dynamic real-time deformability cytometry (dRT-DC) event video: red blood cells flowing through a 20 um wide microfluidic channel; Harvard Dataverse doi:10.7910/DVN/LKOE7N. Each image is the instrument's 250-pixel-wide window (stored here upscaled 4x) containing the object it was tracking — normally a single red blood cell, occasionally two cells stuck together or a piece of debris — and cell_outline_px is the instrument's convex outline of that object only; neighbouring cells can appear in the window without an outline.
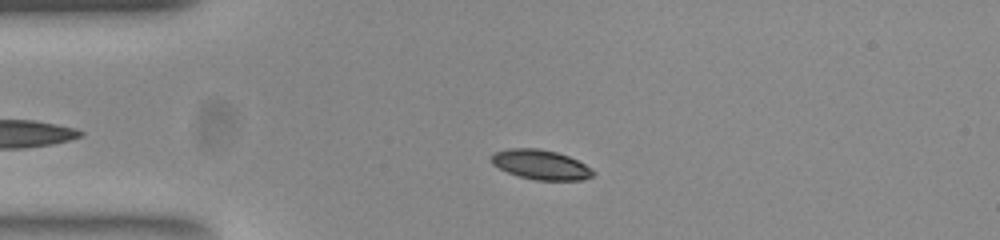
{"species": "common noctule bat (a hibernating species)", "species_latin": "Nyctalus noctula", "temperature_condition": "room temperature", "stored_images_in_passage": 45, "camera_frame_rate_fps": 3000, "um_per_image_px": 0.085, "animal": {"sex": "female", "body_mass_g": 23.0, "forearm_length_mm": 53.4}, "frame": {"image": 1, "passage_image": 9, "time_ms": 2.667, "image_size_px": [1000, 240], "cell_outline_px": [[596, 172], [592, 176], [580, 180], [536, 180], [520, 176], [508, 172], [492, 164], [492, 156], [496, 152], [512, 148], [536, 148], [556, 152], [568, 156], [584, 164]], "centroid_in_image_um": [45.98, 14.0], "position_along_channel_um": 39.0, "area_um2": 17.22}}
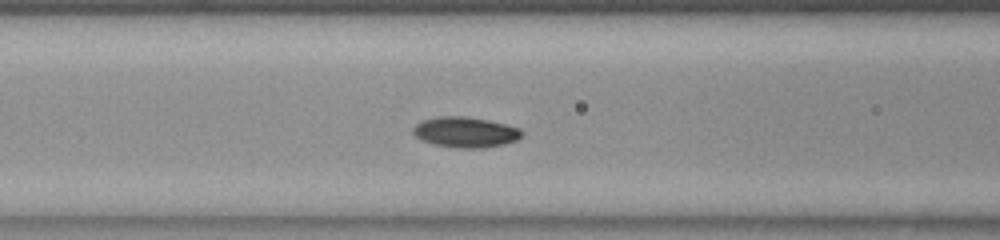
{"frame": {"image": 2, "passage_image": 18, "time_ms": 5.667, "image_size_px": [1000, 240], "cell_outline_px": [[524, 132], [516, 140], [504, 144], [480, 148], [456, 148], [436, 144], [424, 140], [416, 136], [412, 132], [412, 128], [416, 124], [424, 120], [440, 116], [468, 116], [488, 120], [520, 128]], "centroid_in_image_um": [39.57, 11.22], "position_along_channel_um": 127.0, "area_um2": 19.13}}
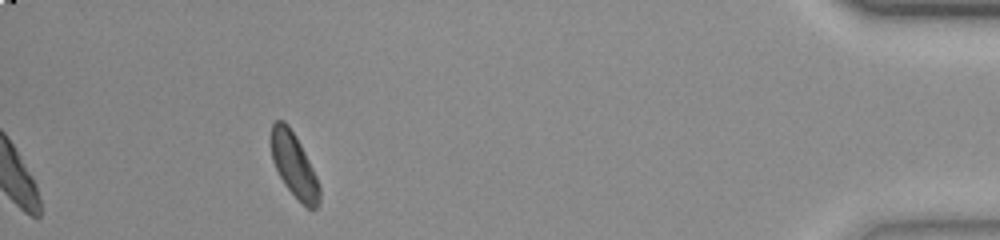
{"frame": {"image": 3, "passage_image": 45, "time_ms": 14.667, "image_size_px": [1000, 240], "cell_outline_px": [[320, 204], [316, 208], [308, 208], [284, 184], [272, 160], [272, 124], [276, 120], [284, 120], [288, 124], [300, 144], [316, 176], [320, 188]], "centroid_in_image_um": [25.0, 14.04], "position_along_channel_um": 410.2, "area_um2": 17.51}, "authors_computed_cell_mechanics": {"area_um2": 18.3226, "velocity_mm_per_s": 3.846, "shape_relaxation_time_tau1_ms": 1.5762, "shape_relaxation_time_tau2_ms": null, "deformation_change_tau1": 0.0798, "deformation_change_tau2": null}}